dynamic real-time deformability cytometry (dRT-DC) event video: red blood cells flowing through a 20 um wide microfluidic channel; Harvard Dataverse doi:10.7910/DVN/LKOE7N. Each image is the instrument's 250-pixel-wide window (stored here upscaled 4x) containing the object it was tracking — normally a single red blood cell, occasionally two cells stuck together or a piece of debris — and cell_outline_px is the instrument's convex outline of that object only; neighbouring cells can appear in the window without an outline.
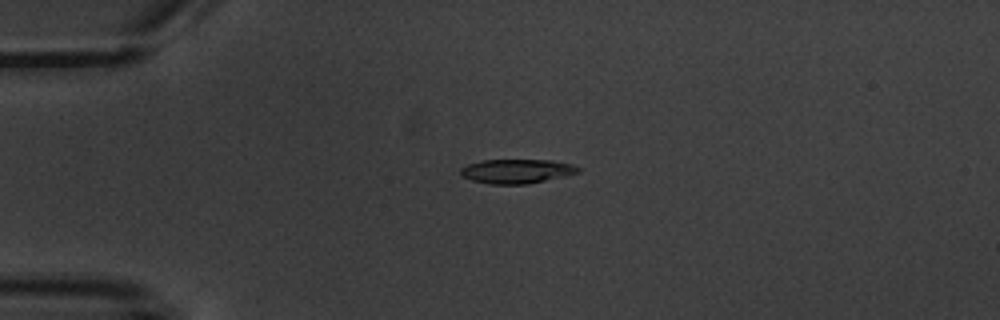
{"species": "common noctule bat (a hibernating species)", "species_latin": "Nyctalus noctula", "temperature_condition": "warm", "stored_images_in_passage": 6, "camera_frame_rate_fps": 3000, "um_per_image_px": 0.085, "animal": {"sex": "male", "body_mass_g": 20.1, "forearm_length_mm": 53.5}, "frame": {"image": 1, "passage_image": 4, "time_ms": 4.333, "image_size_px": [1000, 320], "cell_outline_px": [[580, 172], [568, 176], [528, 184], [492, 184], [472, 180], [460, 176], [460, 168], [468, 164], [480, 160], [552, 160], [572, 164], [580, 168]], "centroid_in_image_um": [43.94, 14.55], "position_along_channel_um": 41.1, "area_um2": 16.82}}